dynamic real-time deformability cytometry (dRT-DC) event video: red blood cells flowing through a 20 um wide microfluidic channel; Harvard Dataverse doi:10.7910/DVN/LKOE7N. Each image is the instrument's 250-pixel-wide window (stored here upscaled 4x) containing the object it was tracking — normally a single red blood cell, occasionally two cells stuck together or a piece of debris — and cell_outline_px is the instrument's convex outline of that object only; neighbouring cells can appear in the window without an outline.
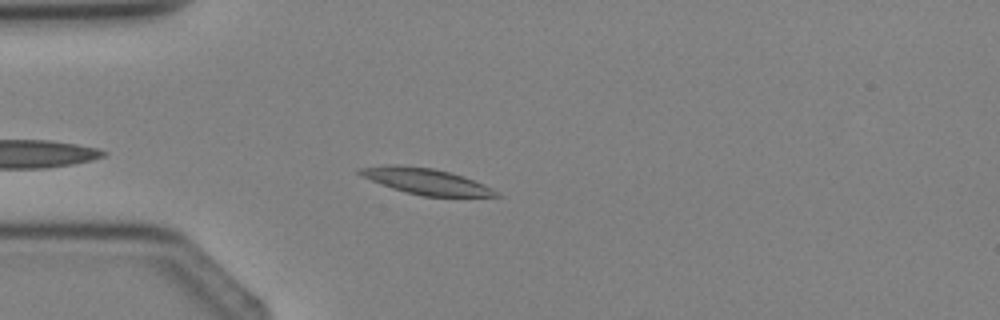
{"species": "Egyptian fruit bat (a non-hibernating species)", "species_latin": "Rousettus aegyptiacus", "temperature_condition": "cold", "stored_images_in_passage": 2, "camera_frame_rate_fps": 3000, "um_per_image_px": 0.085, "animal": {"sex": "female"}, "frame": {"image": 1, "passage_image": 2, "time_ms": 2.333, "image_size_px": [1000, 320], "cell_outline_px": [[504, 196], [424, 196], [392, 188], [372, 180], [356, 172], [356, 168], [384, 164], [396, 164], [432, 168], [464, 176], [484, 184], [492, 188]], "centroid_in_image_um": [36.19, 15.39], "position_along_channel_um": 48.8, "area_um2": 20.46}}